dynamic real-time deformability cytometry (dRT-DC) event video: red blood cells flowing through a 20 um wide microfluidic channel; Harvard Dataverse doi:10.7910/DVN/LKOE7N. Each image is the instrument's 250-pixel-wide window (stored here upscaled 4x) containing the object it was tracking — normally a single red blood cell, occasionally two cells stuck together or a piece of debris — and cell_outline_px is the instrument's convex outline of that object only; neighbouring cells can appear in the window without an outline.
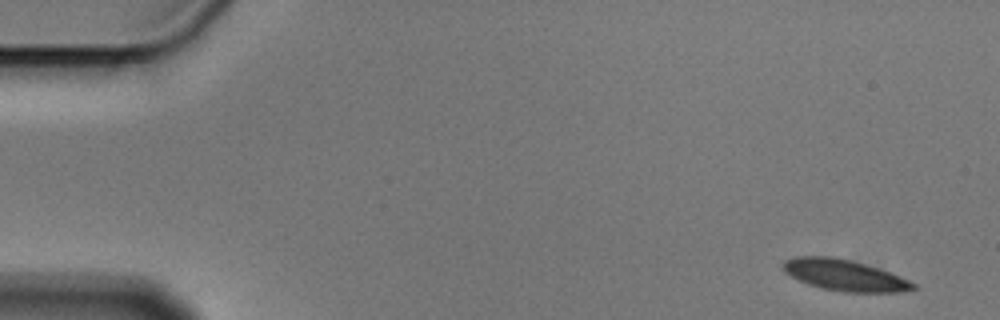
{"species": "Egyptian fruit bat (a non-hibernating species)", "species_latin": "Rousettus aegyptiacus", "temperature_condition": "cold", "stored_images_in_passage": 5, "camera_frame_rate_fps": 3000, "um_per_image_px": 0.085, "animal": {"sex": "male"}, "frame": {"image": 1, "passage_image": 1, "time_ms": 0.0, "image_size_px": [1000, 320], "cell_outline_px": [[916, 288], [900, 292], [844, 292], [820, 288], [808, 284], [784, 272], [780, 264], [784, 260], [796, 256], [832, 256], [868, 264], [900, 276], [916, 284]], "centroid_in_image_um": [71.75, 23.38], "position_along_channel_um": 13.2, "area_um2": 23.76}}
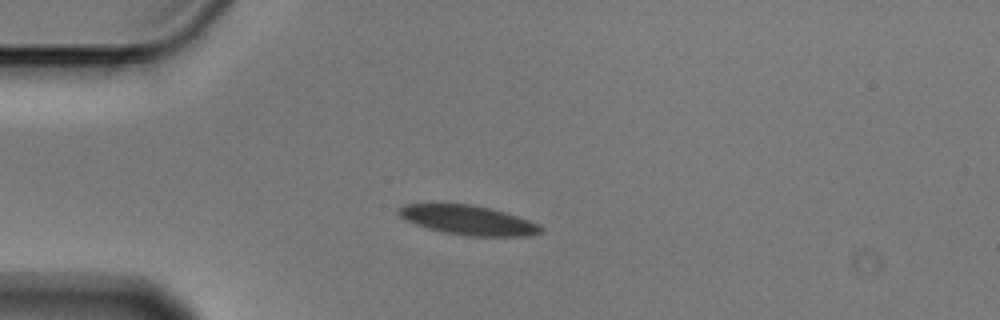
{"frame": {"image": 2, "passage_image": 4, "time_ms": 1.0, "image_size_px": [1000, 320], "cell_outline_px": [[544, 232], [528, 236], [472, 236], [444, 232], [428, 228], [404, 220], [396, 212], [396, 208], [404, 204], [472, 204], [504, 212], [528, 220], [544, 228]], "centroid_in_image_um": [39.76, 18.71], "position_along_channel_um": 45.2, "area_um2": 24.22}}